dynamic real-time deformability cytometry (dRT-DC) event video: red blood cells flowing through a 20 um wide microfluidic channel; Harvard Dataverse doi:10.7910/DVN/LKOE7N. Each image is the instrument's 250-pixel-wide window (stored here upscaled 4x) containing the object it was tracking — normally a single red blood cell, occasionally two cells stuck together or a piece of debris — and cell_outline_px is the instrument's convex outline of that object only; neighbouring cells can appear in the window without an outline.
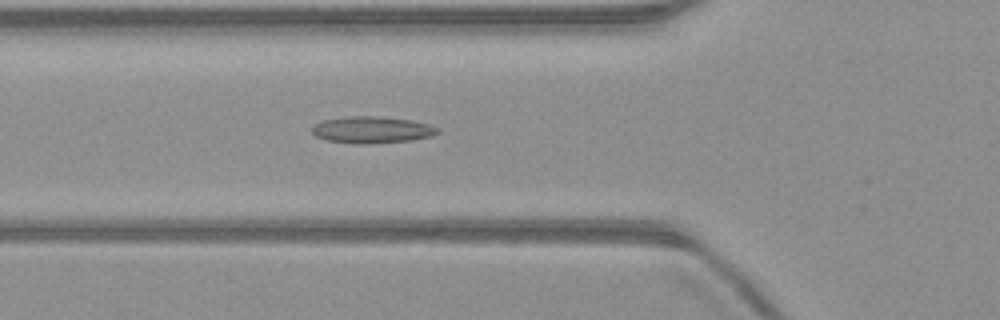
{"species": "common noctule bat (a hibernating species)", "species_latin": "Nyctalus noctula", "temperature_condition": "warm", "stored_images_in_passage": 50, "camera_frame_rate_fps": 3000, "um_per_image_px": 0.085, "animal": {"sex": "male", "body_mass_g": 23.1, "forearm_length_mm": 52.7}, "frame": {"image": 1, "passage_image": 17, "time_ms": 5.333, "image_size_px": [1000, 320], "cell_outline_px": [[440, 132], [432, 136], [412, 140], [364, 144], [352, 144], [324, 140], [316, 136], [312, 132], [312, 128], [316, 124], [324, 120], [348, 116], [376, 116], [412, 120], [428, 124], [440, 128]], "centroid_in_image_um": [31.63, 11.04], "position_along_channel_um": 94.2, "area_um2": 19.65}}
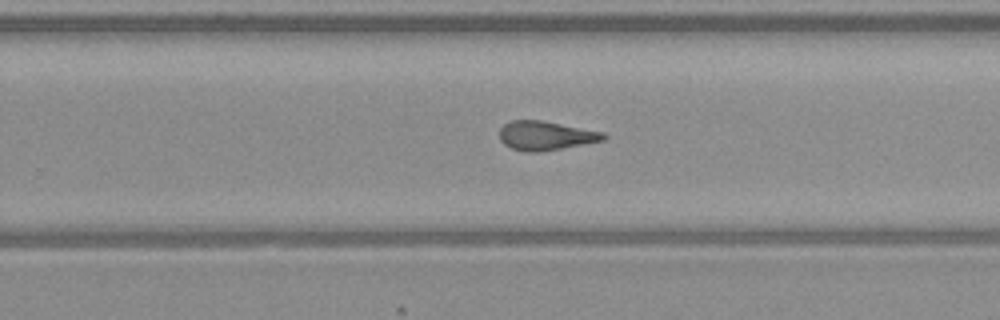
{"frame": {"image": 2, "passage_image": 31, "time_ms": 10.0, "image_size_px": [1000, 320], "cell_outline_px": [[608, 136], [604, 140], [540, 152], [528, 152], [512, 148], [504, 144], [500, 140], [500, 128], [504, 124], [512, 120], [540, 120], [604, 132]], "centroid_in_image_um": [46.37, 11.53], "position_along_channel_um": 283.4, "area_um2": 17.46}}
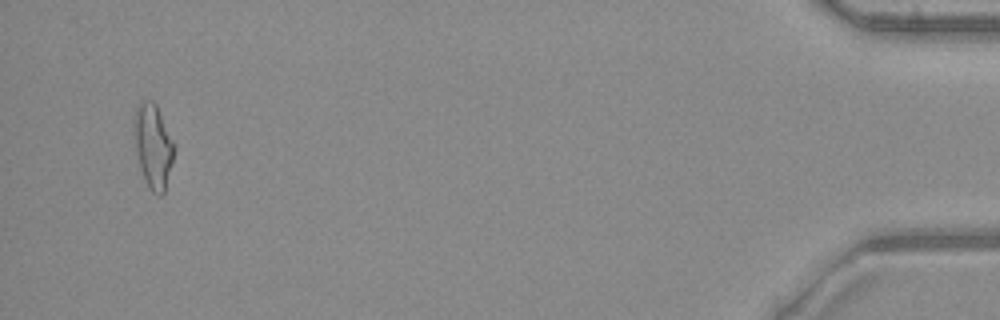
{"frame": {"image": 3, "passage_image": 48, "time_ms": 15.667, "image_size_px": [1000, 320], "cell_outline_px": [[176, 144], [164, 192], [160, 196], [152, 192], [140, 168], [136, 152], [132, 132], [132, 116], [140, 100], [152, 100], [156, 104]], "centroid_in_image_um": [12.99, 12.32], "position_along_channel_um": 422.2, "area_um2": 19.94}, "authors_computed_cell_mechanics": {"area_um2": 18.4093, "velocity_mm_per_s": 4.0486, "shape_relaxation_time_tau1_ms": null, "shape_relaxation_time_tau2_ms": 3.2023, "deformation_change_tau1": null, "deformation_change_tau2": 0.1343}}